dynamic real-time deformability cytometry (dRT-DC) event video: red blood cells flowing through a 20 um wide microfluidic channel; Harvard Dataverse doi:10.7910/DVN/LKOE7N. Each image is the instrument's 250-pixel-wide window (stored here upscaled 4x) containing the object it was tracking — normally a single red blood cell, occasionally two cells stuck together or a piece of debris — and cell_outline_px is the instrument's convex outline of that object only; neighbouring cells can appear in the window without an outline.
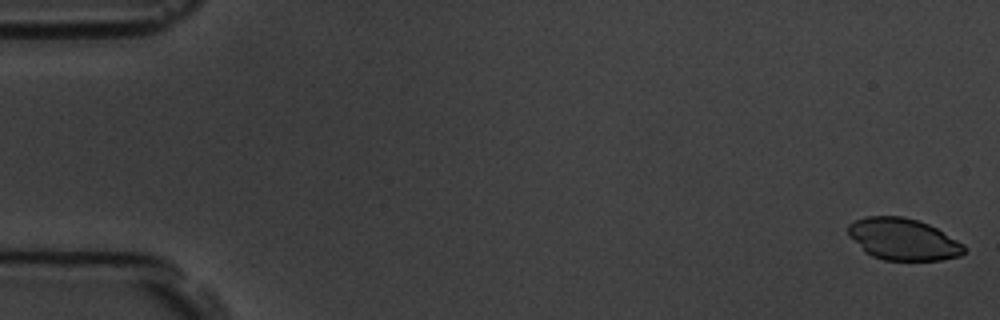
{"species": "common noctule bat (a hibernating species)", "species_latin": "Nyctalus noctula", "temperature_condition": "room temperature", "stored_images_in_passage": 8, "camera_frame_rate_fps": 3000, "um_per_image_px": 0.085, "animal": {"sex": "male", "body_mass_g": 19.5, "forearm_length_mm": 54.6}, "frame": {"image": 1, "passage_image": 1, "time_ms": 0.0, "image_size_px": [1000, 320], "cell_outline_px": [[964, 252], [960, 256], [940, 260], [884, 260], [872, 256], [864, 252], [848, 236], [848, 224], [864, 216], [904, 216], [928, 224], [936, 228], [964, 244]], "centroid_in_image_um": [76.72, 20.33], "position_along_channel_um": 8.3, "area_um2": 28.26}}